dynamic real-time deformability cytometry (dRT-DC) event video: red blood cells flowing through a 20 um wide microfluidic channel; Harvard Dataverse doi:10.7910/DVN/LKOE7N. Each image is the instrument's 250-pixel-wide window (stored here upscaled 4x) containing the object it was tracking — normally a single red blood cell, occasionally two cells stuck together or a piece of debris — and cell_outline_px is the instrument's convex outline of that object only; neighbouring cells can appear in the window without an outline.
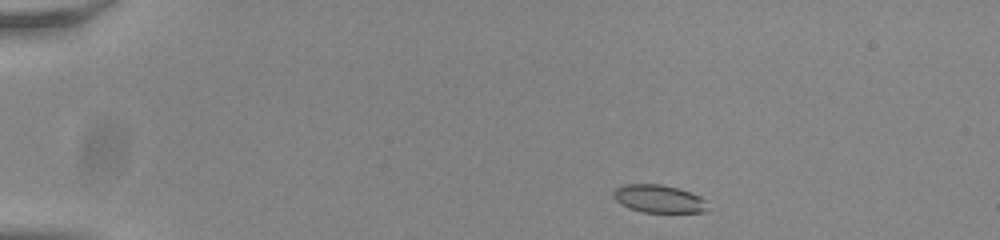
{"species": "common noctule bat (a hibernating species)", "species_latin": "Nyctalus noctula", "temperature_condition": "room temperature", "stored_images_in_passage": 46, "camera_frame_rate_fps": 3000, "um_per_image_px": 0.085, "animal": {"sex": "male", "body_mass_g": 20.0, "forearm_length_mm": 53.3}, "frame": {"image": 1, "passage_image": 1, "time_ms": 0.0, "image_size_px": [1000, 240], "cell_outline_px": [[704, 212], [644, 212], [628, 208], [620, 204], [612, 196], [612, 192], [616, 188], [624, 184], [660, 184], [676, 188], [700, 196], [704, 200]], "centroid_in_image_um": [55.9, 16.89], "position_along_channel_um": 29.1, "area_um2": 15.03}}
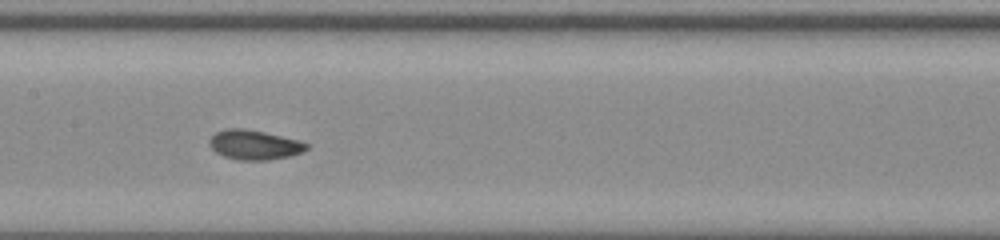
{"frame": {"image": 2, "passage_image": 20, "time_ms": 6.333, "image_size_px": [1000, 240], "cell_outline_px": [[308, 148], [292, 156], [268, 160], [240, 160], [224, 156], [216, 152], [212, 148], [208, 140], [216, 132], [224, 128], [244, 128], [264, 132], [300, 140], [308, 144]], "centroid_in_image_um": [21.62, 12.3], "position_along_channel_um": 185.8, "area_um2": 16.76}}
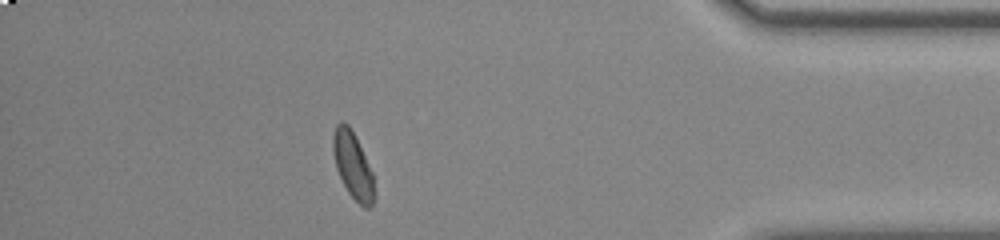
{"frame": {"image": 3, "passage_image": 40, "time_ms": 13.0, "image_size_px": [1000, 240], "cell_outline_px": [[372, 208], [364, 208], [348, 192], [336, 168], [332, 148], [332, 136], [336, 124], [340, 120], [344, 120], [348, 124], [356, 136], [372, 172]], "centroid_in_image_um": [29.94, 13.97], "position_along_channel_um": 405.3, "area_um2": 15.72}, "authors_computed_cell_mechanics": {"area_um2": 16.2129, "velocity_mm_per_s": 3.8167, "shape_relaxation_time_tau1_ms": 5.8106, "shape_relaxation_time_tau2_ms": 1.2773, "deformation_change_tau1": 0.1158, "deformation_change_tau2": 0.0532}}